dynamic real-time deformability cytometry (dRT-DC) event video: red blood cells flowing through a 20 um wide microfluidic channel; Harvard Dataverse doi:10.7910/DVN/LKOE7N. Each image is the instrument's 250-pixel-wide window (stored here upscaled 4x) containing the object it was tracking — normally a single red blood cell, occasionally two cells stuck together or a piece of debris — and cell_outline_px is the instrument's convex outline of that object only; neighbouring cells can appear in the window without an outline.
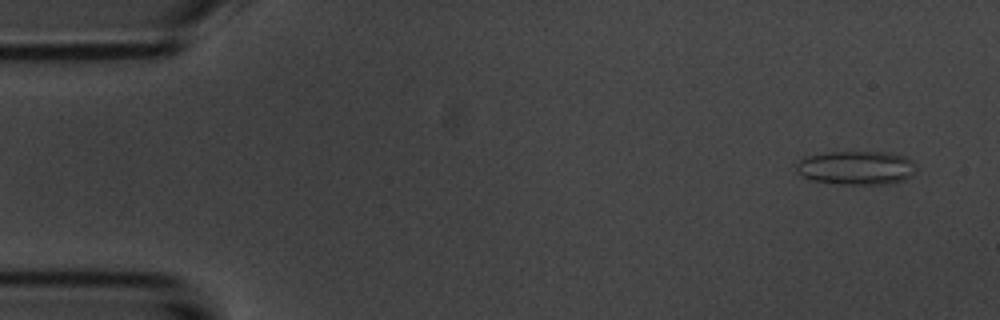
{"species": "common noctule bat (a hibernating species)", "species_latin": "Nyctalus noctula", "temperature_condition": "room temperature", "stored_images_in_passage": 6, "camera_frame_rate_fps": 3000, "um_per_image_px": 0.085, "animal": {"sex": "male", "body_mass_g": 20.1, "forearm_length_mm": 53.5}, "frame": {"image": 1, "passage_image": 1, "time_ms": 0.0, "image_size_px": [1000, 320], "cell_outline_px": [[916, 168], [904, 180], [888, 184], [840, 184], [812, 180], [796, 172], [796, 164], [800, 160], [808, 156], [828, 152], [884, 152], [904, 156], [912, 160]], "centroid_in_image_um": [72.77, 14.26], "position_along_channel_um": 12.2, "area_um2": 23.41}}
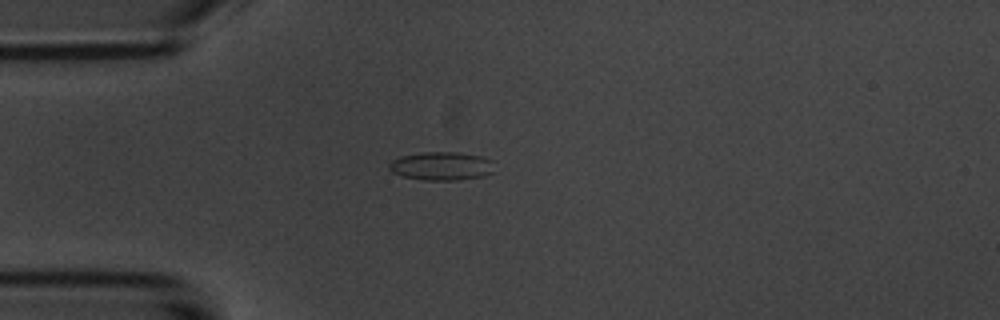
{"frame": {"image": 2, "passage_image": 4, "time_ms": 3.667, "image_size_px": [1000, 320], "cell_outline_px": [[492, 172], [484, 176], [460, 180], [424, 180], [404, 176], [392, 172], [388, 168], [388, 164], [392, 160], [400, 156], [424, 152], [460, 152], [480, 156], [492, 160]], "centroid_in_image_um": [37.51, 14.11], "position_along_channel_um": 47.5, "area_um2": 17.46}}